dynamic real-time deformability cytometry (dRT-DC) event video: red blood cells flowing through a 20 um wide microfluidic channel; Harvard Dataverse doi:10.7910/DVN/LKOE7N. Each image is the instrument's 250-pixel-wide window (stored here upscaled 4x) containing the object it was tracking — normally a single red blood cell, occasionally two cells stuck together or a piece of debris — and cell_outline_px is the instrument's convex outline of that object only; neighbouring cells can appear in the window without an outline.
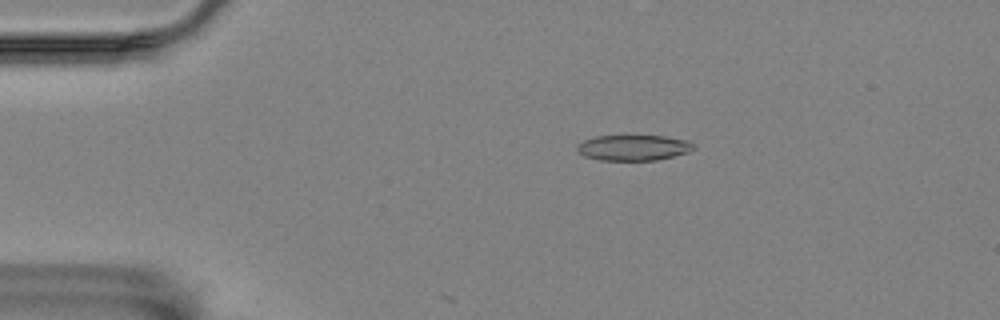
{"species": "Egyptian fruit bat (a non-hibernating species)", "species_latin": "Rousettus aegyptiacus", "temperature_condition": "room temperature", "stored_images_in_passage": 47, "camera_frame_rate_fps": 3000, "um_per_image_px": 0.085, "animal": {"sex": "female"}, "frame": {"image": 1, "passage_image": 1, "time_ms": 0.0, "image_size_px": [1000, 320], "cell_outline_px": [[696, 148], [688, 152], [656, 160], [600, 160], [584, 156], [576, 148], [584, 140], [596, 136], [664, 136], [688, 140]], "centroid_in_image_um": [53.86, 12.55], "position_along_channel_um": 31.1, "area_um2": 17.17}}
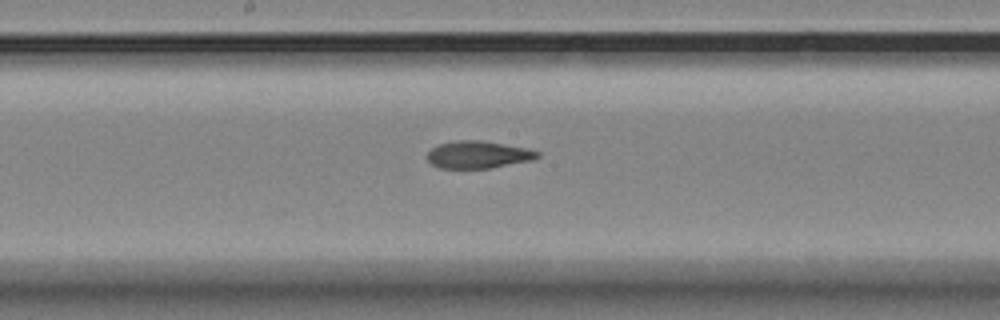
{"frame": {"image": 2, "passage_image": 20, "time_ms": 6.333, "image_size_px": [1000, 320], "cell_outline_px": [[540, 156], [532, 160], [492, 168], [440, 168], [432, 164], [424, 156], [432, 148], [440, 144], [456, 140], [480, 140], [528, 148], [540, 152]], "centroid_in_image_um": [40.64, 13.14], "position_along_channel_um": 207.6, "area_um2": 17.63}}
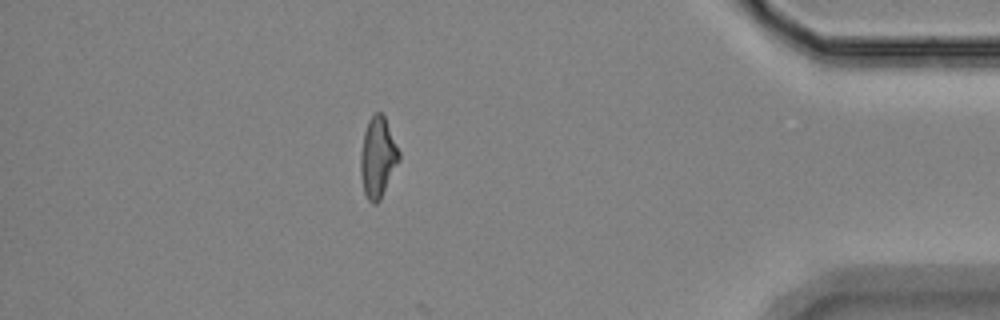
{"frame": {"image": 3, "passage_image": 40, "time_ms": 13.0, "image_size_px": [1000, 320], "cell_outline_px": [[400, 160], [380, 200], [376, 204], [372, 204], [368, 200], [364, 192], [360, 176], [360, 152], [364, 132], [368, 120], [376, 112], [380, 112], [384, 116], [400, 152]], "centroid_in_image_um": [32.1, 13.4], "position_along_channel_um": 403.1, "area_um2": 18.09}, "authors_computed_cell_mechanics": {"area_um2": 17.9758, "velocity_mm_per_s": 3.5346, "shape_relaxation_time_tau1_ms": 10.1238, "shape_relaxation_time_tau2_ms": 5.3693, "deformation_change_tau1": 0.2013, "deformation_change_tau2": 0.1444}}